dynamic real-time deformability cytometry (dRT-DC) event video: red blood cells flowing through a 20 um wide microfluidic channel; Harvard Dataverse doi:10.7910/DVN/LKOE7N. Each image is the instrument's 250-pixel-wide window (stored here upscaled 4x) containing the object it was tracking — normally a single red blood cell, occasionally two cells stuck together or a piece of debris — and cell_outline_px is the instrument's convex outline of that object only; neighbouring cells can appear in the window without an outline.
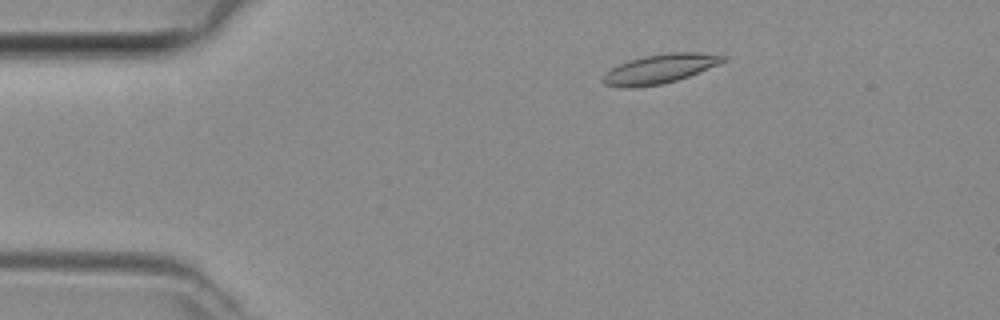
{"species": "common noctule bat (a hibernating species)", "species_latin": "Nyctalus noctula", "temperature_condition": "room temperature", "stored_images_in_passage": 47, "camera_frame_rate_fps": 3000, "um_per_image_px": 0.085, "animal": {"sex": "female", "body_mass_g": 29.2, "forearm_length_mm": 56.3}, "frame": {"image": 1, "passage_image": 7, "time_ms": 2.0, "image_size_px": [1000, 320], "cell_outline_px": [[728, 60], [688, 76], [676, 80], [660, 84], [628, 88], [624, 88], [604, 84], [600, 80], [612, 68], [628, 60], [644, 56], [668, 52], [696, 52], [728, 56]], "centroid_in_image_um": [56.09, 5.84], "position_along_channel_um": 28.9, "area_um2": 20.23}}
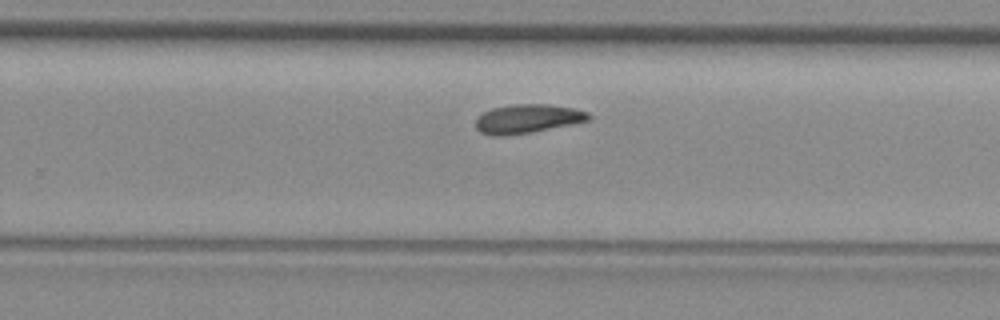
{"frame": {"image": 2, "passage_image": 29, "time_ms": 9.333, "image_size_px": [1000, 320], "cell_outline_px": [[592, 116], [588, 120], [572, 124], [532, 132], [504, 136], [492, 136], [480, 132], [476, 128], [476, 116], [492, 108], [512, 104], [552, 104], [572, 108], [588, 112]], "centroid_in_image_um": [44.81, 10.09], "position_along_channel_um": 285.0, "area_um2": 19.13}}
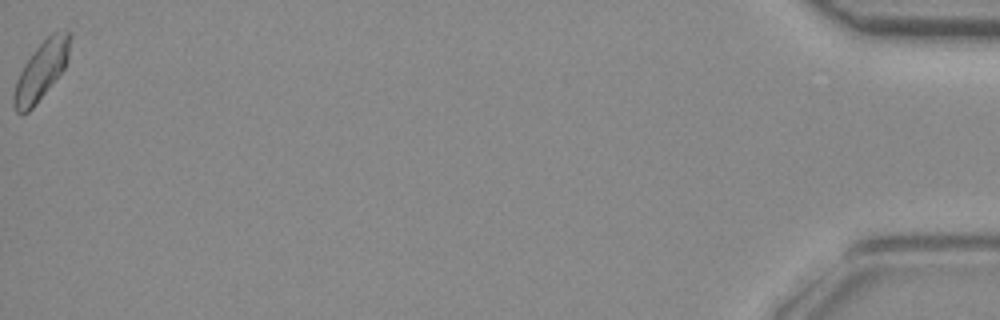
{"frame": {"image": 3, "passage_image": 47, "time_ms": 15.333, "image_size_px": [1000, 320], "cell_outline_px": [[72, 36], [68, 56], [64, 68], [36, 104], [28, 112], [16, 112], [12, 104], [12, 96], [16, 80], [24, 64], [36, 48], [52, 32], [68, 28], [72, 32]], "centroid_in_image_um": [3.52, 5.96], "position_along_channel_um": 431.7, "area_um2": 19.07}}